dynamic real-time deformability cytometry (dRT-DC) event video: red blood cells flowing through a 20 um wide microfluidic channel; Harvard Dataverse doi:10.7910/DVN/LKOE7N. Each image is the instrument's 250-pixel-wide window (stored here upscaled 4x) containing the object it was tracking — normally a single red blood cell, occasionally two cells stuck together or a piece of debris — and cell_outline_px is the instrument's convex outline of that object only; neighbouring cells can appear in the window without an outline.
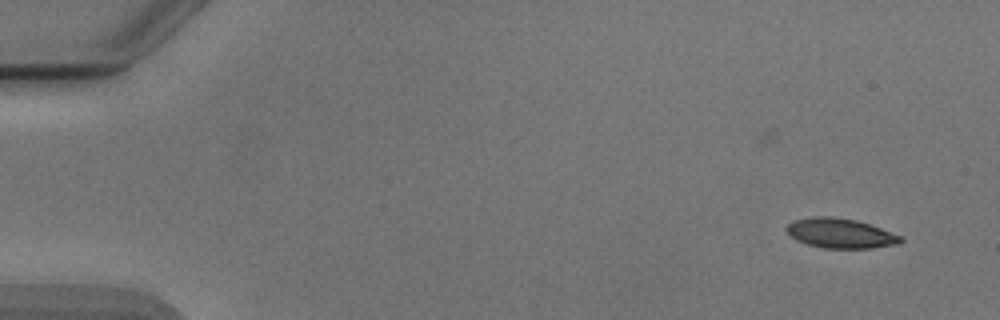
{"species": "Egyptian fruit bat (a non-hibernating species)", "species_latin": "Rousettus aegyptiacus", "temperature_condition": "cold", "stored_images_in_passage": 7, "camera_frame_rate_fps": 3000, "um_per_image_px": 0.085, "animal": {"sex": "male"}, "frame": {"image": 1, "passage_image": 1, "time_ms": 0.0, "image_size_px": [1000, 320], "cell_outline_px": [[904, 240], [900, 244], [872, 248], [824, 248], [808, 244], [796, 240], [784, 228], [788, 224], [796, 220], [816, 216], [828, 216], [856, 220], [904, 236]], "centroid_in_image_um": [71.48, 19.84], "position_along_channel_um": 13.5, "area_um2": 19.71}}
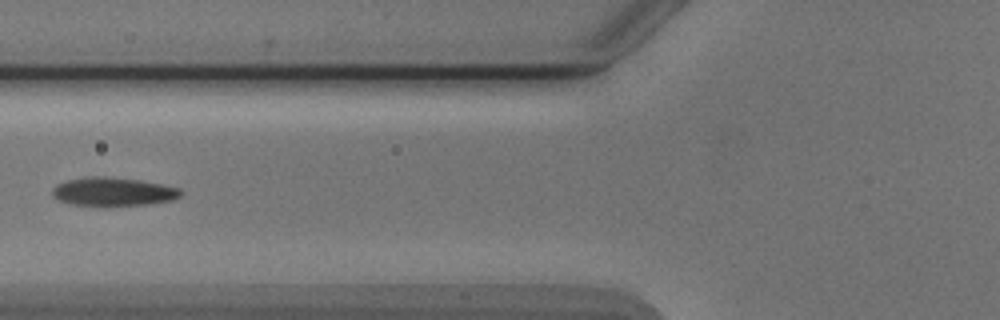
{"frame": {"image": 2, "passage_image": 6, "time_ms": 6.0, "image_size_px": [1000, 320], "cell_outline_px": [[184, 192], [180, 196], [172, 200], [148, 204], [104, 208], [100, 208], [72, 204], [60, 200], [52, 196], [52, 188], [56, 184], [68, 180], [88, 176], [104, 176], [140, 180], [180, 188]], "centroid_in_image_um": [9.6, 16.32], "position_along_channel_um": 116.2, "area_um2": 22.02}}
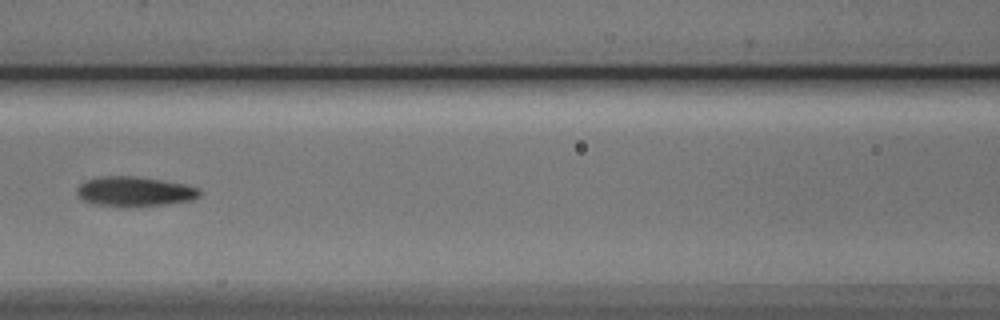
{"frame": {"image": 3, "passage_image": 7, "time_ms": 7.0, "image_size_px": [1000, 320], "cell_outline_px": [[200, 196], [192, 200], [164, 204], [128, 208], [96, 204], [84, 200], [76, 192], [76, 188], [84, 180], [100, 176], [136, 176], [184, 184], [200, 188]], "centroid_in_image_um": [11.42, 16.28], "position_along_channel_um": 155.2, "area_um2": 21.44}}